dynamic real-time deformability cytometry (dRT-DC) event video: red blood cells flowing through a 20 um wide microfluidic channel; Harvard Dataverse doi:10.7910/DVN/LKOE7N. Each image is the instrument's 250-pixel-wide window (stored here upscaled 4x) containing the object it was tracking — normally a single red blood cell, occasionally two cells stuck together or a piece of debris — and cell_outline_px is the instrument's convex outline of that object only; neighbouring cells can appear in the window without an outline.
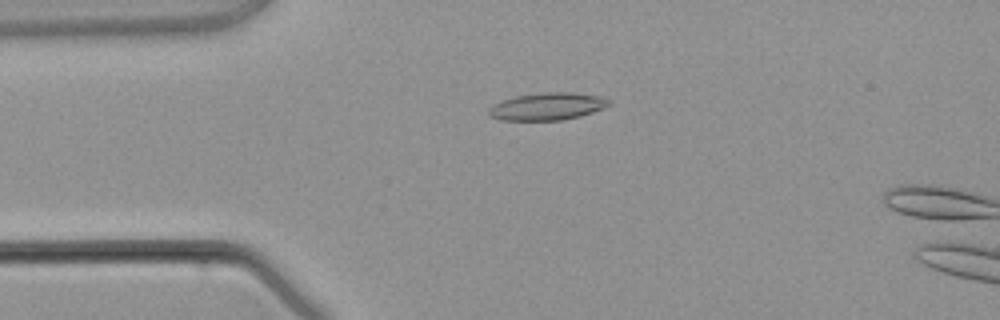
{"species": "common noctule bat (a hibernating species)", "species_latin": "Nyctalus noctula", "temperature_condition": "warm", "stored_images_in_passage": 3, "camera_frame_rate_fps": 3000, "um_per_image_px": 0.085, "animal": {"sex": "male", "body_mass_g": 21.5, "forearm_length_mm": 52.0}, "frame": {"image": 1, "passage_image": 3, "time_ms": 2.333, "image_size_px": [1000, 320], "cell_outline_px": [[612, 104], [604, 108], [580, 116], [564, 120], [500, 120], [492, 116], [488, 112], [488, 108], [492, 104], [516, 96], [544, 92], [572, 92], [600, 96], [612, 100]], "centroid_in_image_um": [46.56, 9.04], "position_along_channel_um": 38.4, "area_um2": 19.25}}